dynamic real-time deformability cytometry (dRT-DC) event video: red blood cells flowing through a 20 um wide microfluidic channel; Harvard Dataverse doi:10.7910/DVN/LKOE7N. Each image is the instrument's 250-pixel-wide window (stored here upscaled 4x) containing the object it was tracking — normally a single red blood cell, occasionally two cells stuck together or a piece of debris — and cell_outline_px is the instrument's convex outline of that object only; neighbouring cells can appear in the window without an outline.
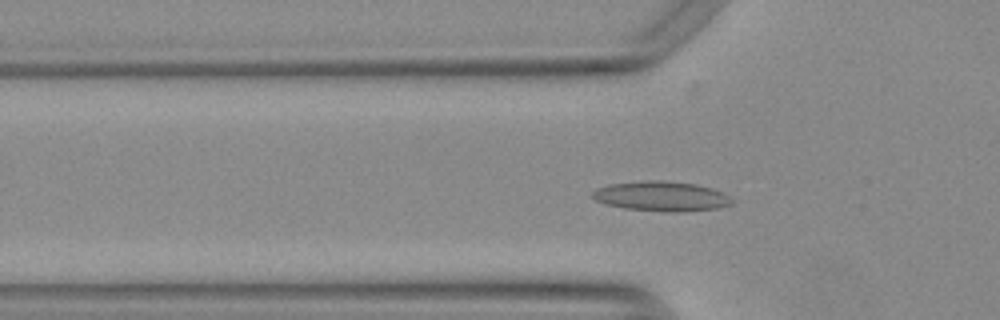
{"species": "Egyptian fruit bat (a non-hibernating species)", "species_latin": "Rousettus aegyptiacus", "temperature_condition": "warm", "stored_images_in_passage": 52, "camera_frame_rate_fps": 3000, "um_per_image_px": 0.085, "animal": {"sex": "female"}, "frame": {"image": 1, "passage_image": 15, "time_ms": 4.667, "image_size_px": [1000, 320], "cell_outline_px": [[732, 204], [716, 208], [684, 212], [664, 212], [624, 208], [604, 204], [596, 200], [592, 196], [592, 192], [596, 188], [612, 184], [648, 180], [660, 180], [696, 184], [712, 188], [728, 196], [732, 200]], "centroid_in_image_um": [56.2, 16.69], "position_along_channel_um": 69.6, "area_um2": 24.16}}
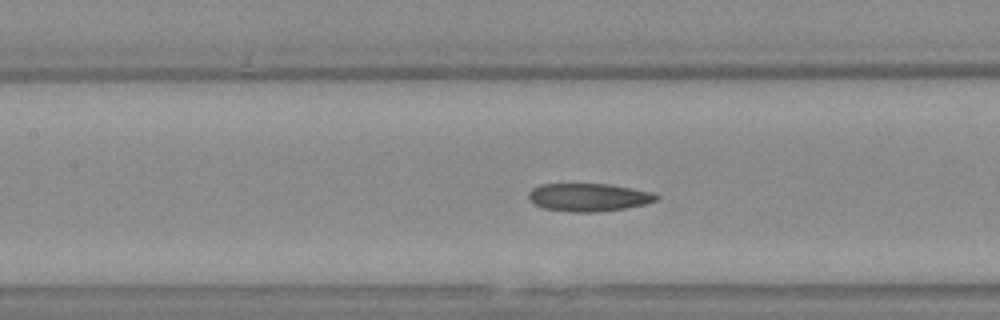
{"frame": {"image": 2, "passage_image": 22, "time_ms": 7.0, "image_size_px": [1000, 320], "cell_outline_px": [[660, 196], [656, 200], [644, 204], [624, 208], [600, 212], [568, 212], [544, 208], [532, 204], [528, 200], [528, 192], [532, 188], [540, 184], [608, 184], [652, 192]], "centroid_in_image_um": [49.97, 16.77], "position_along_channel_um": 157.4, "area_um2": 20.92}}
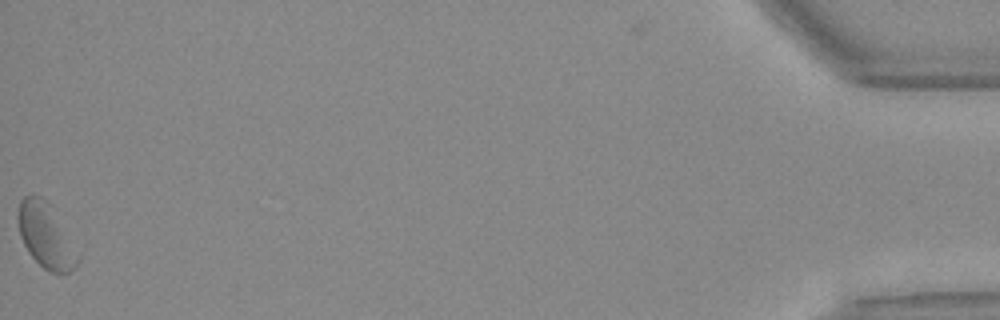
{"frame": {"image": 3, "passage_image": 52, "time_ms": 17.0, "image_size_px": [1000, 320], "cell_outline_px": [[80, 260], [76, 268], [68, 272], [48, 272], [28, 252], [20, 236], [16, 216], [20, 200], [24, 196], [40, 196], [48, 200], [80, 252]], "centroid_in_image_um": [3.93, 20.02], "position_along_channel_um": 431.3, "area_um2": 22.95}, "authors_computed_cell_mechanics": {"area_um2": 21.4727, "velocity_mm_per_s": 3.7494, "shape_relaxation_time_tau1_ms": null, "shape_relaxation_time_tau2_ms": 8.1698, "deformation_change_tau1": null, "deformation_change_tau2": 0.169}}